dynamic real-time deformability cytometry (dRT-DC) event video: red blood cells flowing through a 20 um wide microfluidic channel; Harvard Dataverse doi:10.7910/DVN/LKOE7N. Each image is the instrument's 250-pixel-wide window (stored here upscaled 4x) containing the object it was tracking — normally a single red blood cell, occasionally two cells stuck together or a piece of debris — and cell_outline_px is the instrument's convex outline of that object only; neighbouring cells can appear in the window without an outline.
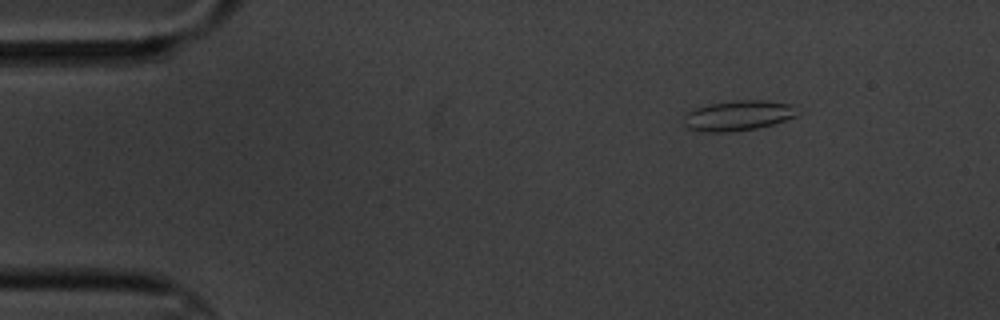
{"species": "common noctule bat (a hibernating species)", "species_latin": "Nyctalus noctula", "temperature_condition": "cold", "stored_images_in_passage": 10, "camera_frame_rate_fps": 3000, "um_per_image_px": 0.085, "animal": {"sex": "male", "body_mass_g": 20.1, "forearm_length_mm": 53.5}, "frame": {"image": 1, "passage_image": 2, "time_ms": 1.333, "image_size_px": [1000, 320], "cell_outline_px": [[804, 112], [796, 116], [772, 124], [756, 128], [728, 132], [704, 132], [688, 128], [684, 124], [684, 116], [688, 112], [696, 108], [708, 104], [736, 100], [764, 100], [792, 104]], "centroid_in_image_um": [62.8, 9.81], "position_along_channel_um": 22.2, "area_um2": 20.11}}
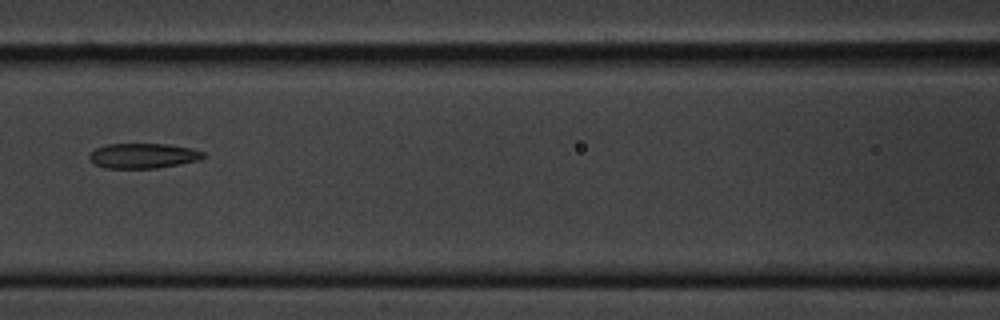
{"frame": {"image": 2, "passage_image": 7, "time_ms": 7.333, "image_size_px": [1000, 320], "cell_outline_px": [[208, 156], [200, 160], [180, 164], [156, 168], [104, 168], [96, 164], [88, 156], [96, 148], [104, 144], [168, 144], [192, 148], [204, 152]], "centroid_in_image_um": [12.22, 13.23], "position_along_channel_um": 154.4, "area_um2": 16.7}}
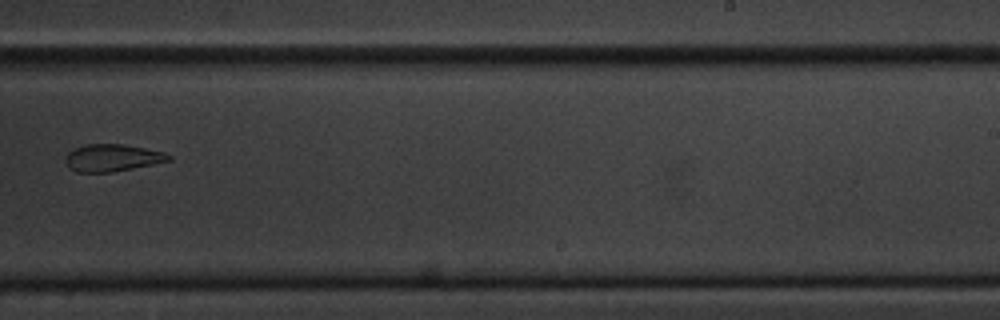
{"frame": {"image": 3, "passage_image": 10, "time_ms": 11.0, "image_size_px": [1000, 320], "cell_outline_px": [[172, 160], [112, 172], [76, 172], [68, 168], [64, 160], [68, 152], [84, 144], [124, 144], [164, 152], [172, 156]], "centroid_in_image_um": [9.52, 13.41], "position_along_channel_um": 279.5, "area_um2": 16.36}}